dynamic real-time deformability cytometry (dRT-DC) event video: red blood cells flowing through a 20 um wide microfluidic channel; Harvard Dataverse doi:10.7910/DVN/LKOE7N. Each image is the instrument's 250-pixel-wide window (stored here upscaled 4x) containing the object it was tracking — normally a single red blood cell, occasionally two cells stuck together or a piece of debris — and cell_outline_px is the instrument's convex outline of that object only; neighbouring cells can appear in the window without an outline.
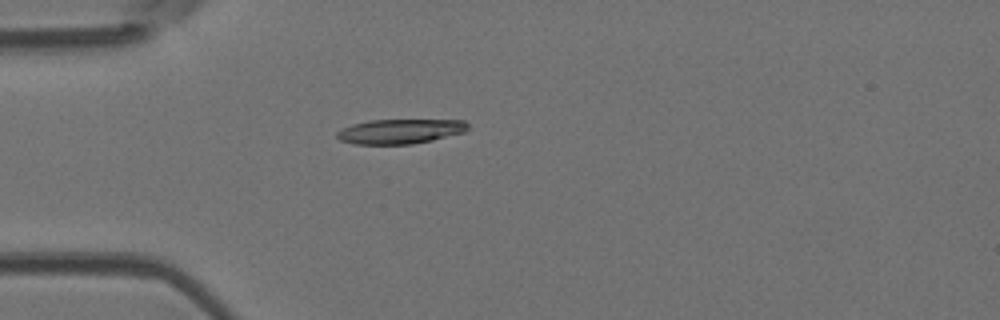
{"species": "Egyptian fruit bat (a non-hibernating species)", "species_latin": "Rousettus aegyptiacus", "temperature_condition": "room temperature", "stored_images_in_passage": 4, "camera_frame_rate_fps": 3000, "um_per_image_px": 0.085, "animal": {"sex": "female"}, "frame": {"image": 1, "passage_image": 4, "time_ms": 1.0, "image_size_px": [1000, 320], "cell_outline_px": [[468, 128], [464, 132], [432, 140], [412, 144], [352, 144], [340, 140], [336, 136], [336, 132], [352, 124], [368, 120], [464, 120], [468, 124]], "centroid_in_image_um": [33.99, 11.16], "position_along_channel_um": 51.0, "area_um2": 18.79}}